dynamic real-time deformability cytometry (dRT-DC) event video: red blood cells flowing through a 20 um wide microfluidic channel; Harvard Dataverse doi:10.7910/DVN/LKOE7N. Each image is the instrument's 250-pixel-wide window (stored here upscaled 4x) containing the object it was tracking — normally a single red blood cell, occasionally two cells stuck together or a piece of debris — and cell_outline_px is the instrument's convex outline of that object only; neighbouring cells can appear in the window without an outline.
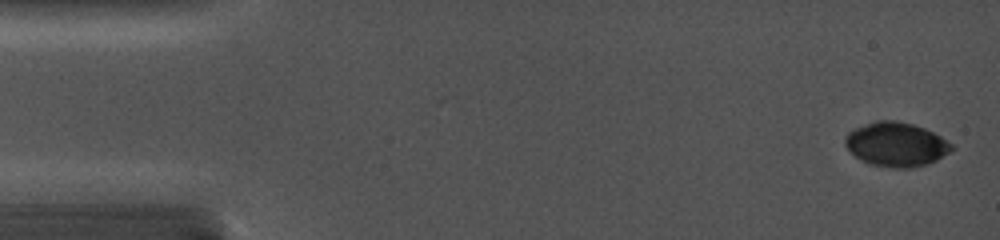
{"species": "common noctule bat (a hibernating species)", "species_latin": "Nyctalus noctula", "temperature_condition": "cold", "stored_images_in_passage": 14, "camera_frame_rate_fps": 5000, "um_per_image_px": 0.085, "animal": {"sex": "female", "body_mass_g": 19.0, "forearm_length_mm": 56.7}, "frame": {"image": 1, "passage_image": 1, "time_ms": 0.0, "image_size_px": [1000, 240], "cell_outline_px": [[956, 148], [952, 152], [928, 164], [912, 168], [892, 168], [868, 164], [860, 160], [844, 144], [844, 136], [848, 132], [856, 128], [876, 120], [896, 120], [912, 124], [924, 128], [940, 136], [952, 144]], "centroid_in_image_um": [76.19, 12.29], "position_along_channel_um": 8.8, "area_um2": 27.63}}
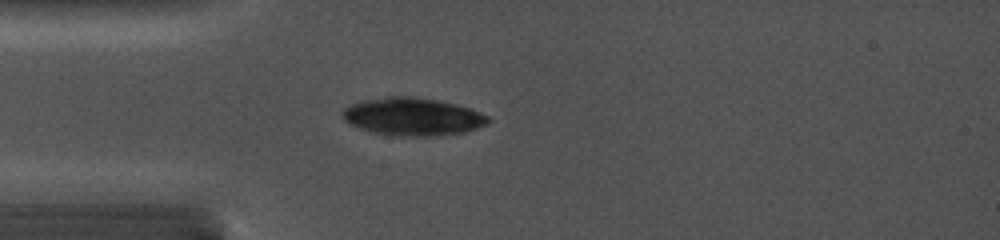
{"frame": {"image": 2, "passage_image": 13, "time_ms": 4.0, "image_size_px": [1000, 240], "cell_outline_px": [[492, 120], [488, 124], [464, 132], [436, 136], [392, 136], [372, 132], [360, 128], [344, 120], [340, 116], [340, 112], [344, 108], [352, 104], [364, 100], [388, 96], [412, 96], [436, 100], [456, 104], [480, 112], [488, 116]], "centroid_in_image_um": [35.07, 9.92], "position_along_channel_um": 49.9, "area_um2": 32.19}}